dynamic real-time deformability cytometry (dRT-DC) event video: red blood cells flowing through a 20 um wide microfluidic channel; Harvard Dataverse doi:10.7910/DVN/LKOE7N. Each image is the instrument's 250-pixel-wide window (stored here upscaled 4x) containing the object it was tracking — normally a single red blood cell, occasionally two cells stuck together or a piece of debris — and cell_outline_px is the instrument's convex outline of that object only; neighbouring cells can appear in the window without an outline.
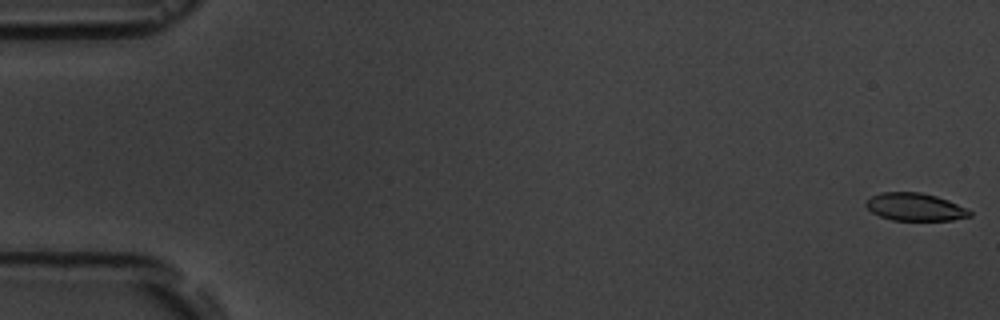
{"species": "common noctule bat (a hibernating species)", "species_latin": "Nyctalus noctula", "temperature_condition": "room temperature", "stored_images_in_passage": 12, "camera_frame_rate_fps": 3000, "um_per_image_px": 0.085, "animal": {"sex": "male", "body_mass_g": 19.5, "forearm_length_mm": 54.6}, "frame": {"image": 1, "passage_image": 1, "time_ms": 0.0, "image_size_px": [1000, 320], "cell_outline_px": [[972, 216], [952, 220], [892, 220], [880, 216], [872, 212], [864, 204], [872, 196], [880, 192], [920, 192], [936, 196], [948, 200], [968, 208], [972, 212]], "centroid_in_image_um": [77.81, 17.59], "position_along_channel_um": 7.2, "area_um2": 16.76}}
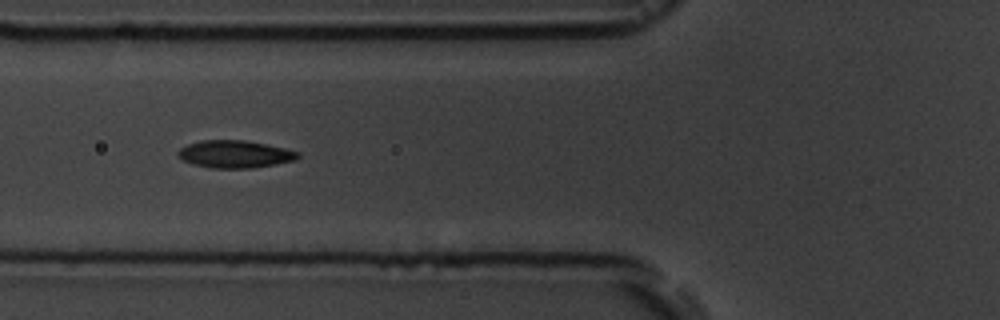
{"frame": {"image": 2, "passage_image": 7, "time_ms": 6.667, "image_size_px": [1000, 320], "cell_outline_px": [[300, 156], [296, 160], [276, 164], [252, 168], [212, 168], [192, 164], [184, 160], [176, 152], [180, 148], [188, 144], [200, 140], [244, 140], [284, 148], [300, 152]], "centroid_in_image_um": [19.97, 13.1], "position_along_channel_um": 105.8, "area_um2": 19.13}}
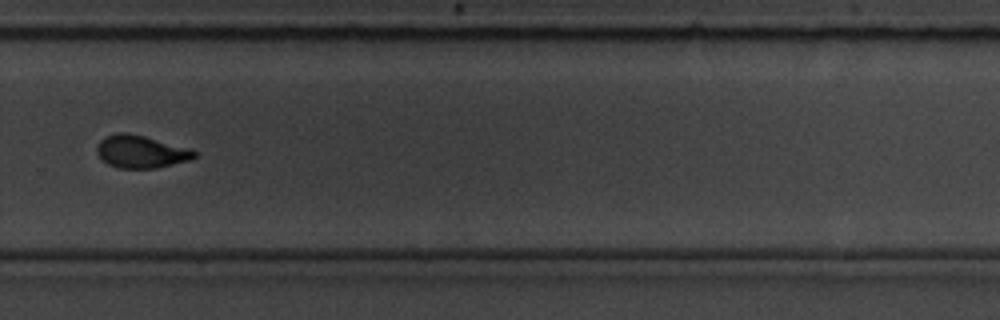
{"frame": {"image": 3, "passage_image": 12, "time_ms": 12.333, "image_size_px": [1000, 320], "cell_outline_px": [[196, 156], [192, 160], [156, 168], [120, 168], [108, 164], [96, 152], [96, 148], [100, 140], [104, 136], [116, 132], [128, 132], [144, 136], [188, 148], [196, 152]], "centroid_in_image_um": [11.96, 12.88], "position_along_channel_um": 317.8, "area_um2": 18.5}}